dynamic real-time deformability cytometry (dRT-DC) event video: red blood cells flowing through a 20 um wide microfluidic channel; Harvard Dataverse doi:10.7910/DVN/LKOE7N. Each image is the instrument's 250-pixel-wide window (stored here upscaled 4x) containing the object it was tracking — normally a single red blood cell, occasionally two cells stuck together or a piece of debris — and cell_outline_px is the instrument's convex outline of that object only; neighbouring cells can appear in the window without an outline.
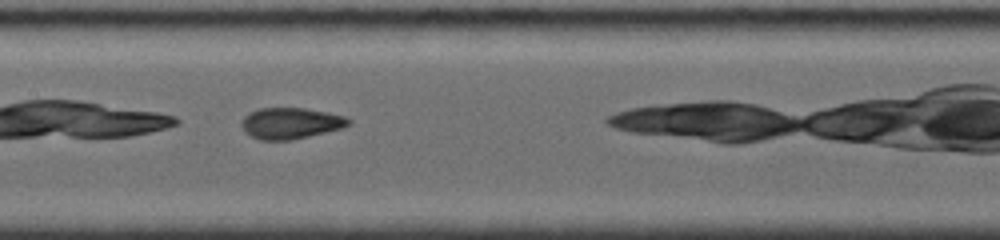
{"species": "common noctule bat (a hibernating species)", "species_latin": "Nyctalus noctula", "temperature_condition": "room temperature", "stored_images_in_passage": 6, "camera_frame_rate_fps": 4000, "um_per_image_px": 0.085, "animal": {"sex": "female", "body_mass_g": 19.0, "forearm_length_mm": 56.7}, "frame": {"image": 1, "passage_image": 4, "time_ms": 0.75, "image_size_px": [1000, 240], "cell_outline_px": [[352, 124], [344, 128], [292, 140], [260, 140], [244, 132], [240, 124], [244, 116], [248, 112], [260, 108], [304, 108], [328, 112], [344, 116], [352, 120]], "centroid_in_image_um": [24.72, 10.47], "position_along_channel_um": 182.7, "area_um2": 19.71}}
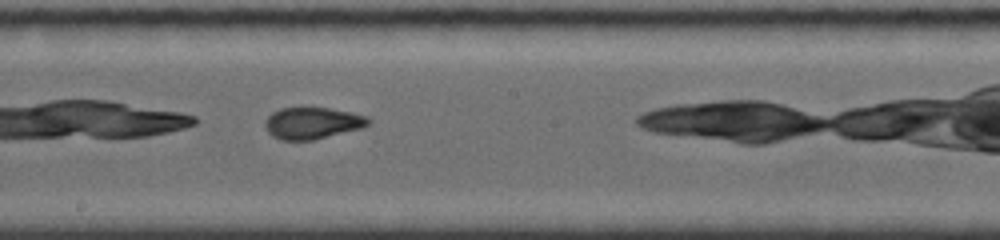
{"frame": {"image": 2, "passage_image": 5, "time_ms": 1.0, "image_size_px": [1000, 240], "cell_outline_px": [[372, 120], [368, 124], [360, 128], [312, 140], [280, 140], [272, 136], [268, 132], [264, 124], [264, 120], [272, 112], [280, 108], [328, 108], [352, 112], [368, 116]], "centroid_in_image_um": [26.53, 10.46], "position_along_channel_um": 221.7, "area_um2": 19.02}}